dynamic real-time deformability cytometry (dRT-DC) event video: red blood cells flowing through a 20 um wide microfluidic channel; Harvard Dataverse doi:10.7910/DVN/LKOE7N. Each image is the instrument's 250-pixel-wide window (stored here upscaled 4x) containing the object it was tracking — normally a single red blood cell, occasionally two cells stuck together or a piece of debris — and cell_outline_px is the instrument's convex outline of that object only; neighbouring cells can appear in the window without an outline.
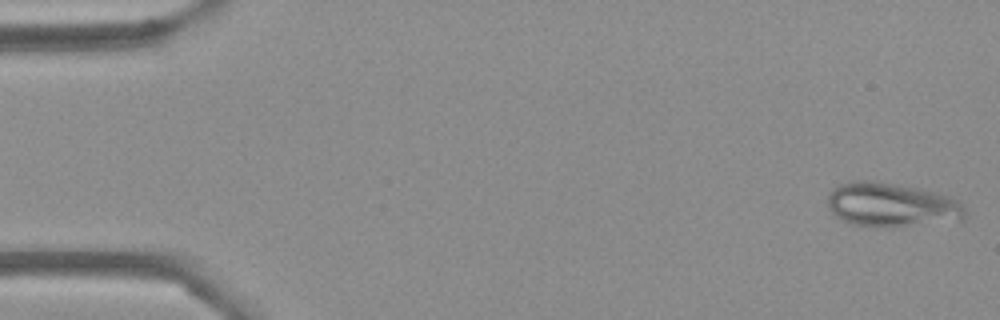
{"species": "Egyptian fruit bat (a non-hibernating species)", "species_latin": "Rousettus aegyptiacus", "temperature_condition": "cold", "stored_images_in_passage": 53, "camera_frame_rate_fps": 3000, "um_per_image_px": 0.085, "frame": {"image": 1, "passage_image": 1, "time_ms": 0.0, "image_size_px": [1000, 320], "cell_outline_px": [[968, 216], [964, 220], [892, 228], [852, 224], [836, 216], [828, 208], [828, 196], [832, 188], [836, 184], [848, 180], [876, 180], [920, 188], [948, 196], [960, 200]], "centroid_in_image_um": [75.8, 17.4], "position_along_channel_um": 9.2, "area_um2": 36.18}}
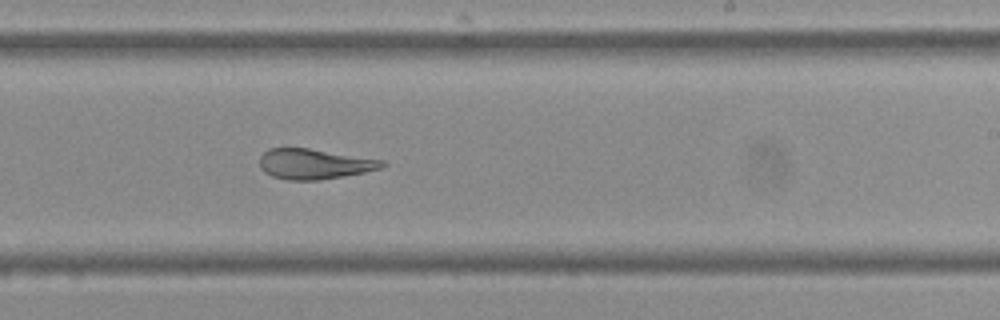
{"frame": {"image": 2, "passage_image": 32, "time_ms": 10.333, "image_size_px": [1000, 320], "cell_outline_px": [[388, 164], [384, 168], [344, 176], [320, 180], [288, 180], [272, 176], [264, 172], [260, 168], [260, 156], [268, 148], [308, 148], [384, 160]], "centroid_in_image_um": [26.73, 13.94], "position_along_channel_um": 262.3, "area_um2": 21.73}}
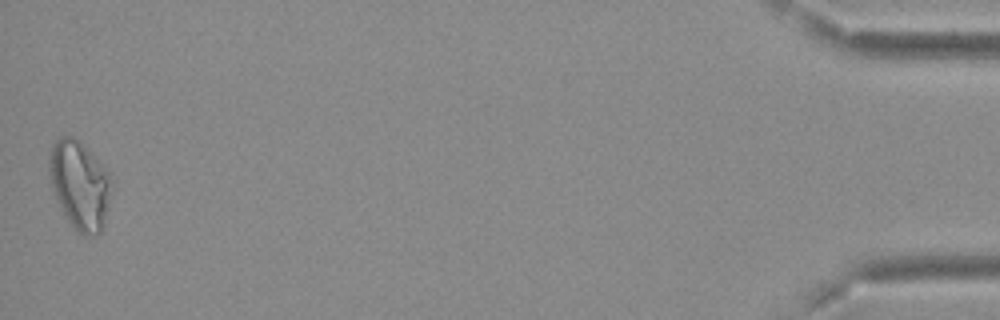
{"frame": {"image": 3, "passage_image": 53, "time_ms": 17.333, "image_size_px": [1000, 320], "cell_outline_px": [[112, 188], [104, 224], [100, 232], [96, 236], [84, 236], [72, 224], [64, 212], [52, 188], [48, 168], [48, 152], [56, 136], [72, 136], [112, 172]], "centroid_in_image_um": [6.79, 15.67], "position_along_channel_um": 428.4, "area_um2": 32.19}, "authors_computed_cell_mechanics": {"area_um2": 25.143, "velocity_mm_per_s": 3.7072, "shape_relaxation_time_tau1_ms": null, "shape_relaxation_time_tau2_ms": 2.1747, "deformation_change_tau1": null, "deformation_change_tau2": 0.0771}}